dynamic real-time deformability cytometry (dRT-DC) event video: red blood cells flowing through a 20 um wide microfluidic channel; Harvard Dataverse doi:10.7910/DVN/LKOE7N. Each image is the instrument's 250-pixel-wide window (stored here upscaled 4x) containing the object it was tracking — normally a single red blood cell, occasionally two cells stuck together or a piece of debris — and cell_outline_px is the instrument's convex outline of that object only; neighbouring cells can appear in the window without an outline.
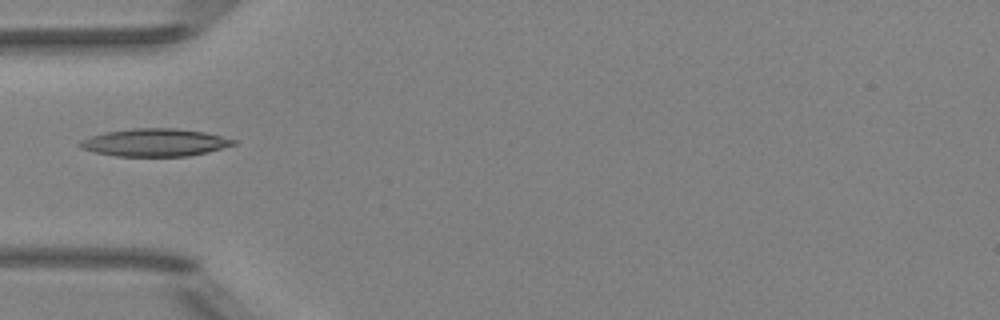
{"species": "Egyptian fruit bat (a non-hibernating species)", "species_latin": "Rousettus aegyptiacus", "temperature_condition": "room temperature", "stored_images_in_passage": 33, "camera_frame_rate_fps": 3000, "um_per_image_px": 0.085, "animal": {"sex": "female"}, "frame": {"image": 1, "passage_image": 1, "time_ms": 0.0, "image_size_px": [1000, 320], "cell_outline_px": [[236, 144], [208, 152], [188, 156], [116, 156], [96, 152], [80, 148], [76, 144], [80, 140], [104, 132], [132, 128], [176, 128], [204, 132], [236, 140]], "centroid_in_image_um": [13.13, 12.11], "position_along_channel_um": 71.9, "area_um2": 24.74}}
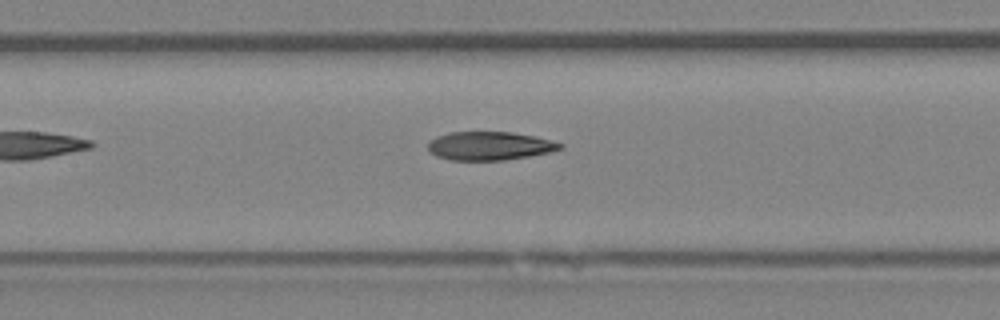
{"frame": {"image": 2, "passage_image": 8, "time_ms": 2.333, "image_size_px": [1000, 320], "cell_outline_px": [[564, 148], [548, 152], [528, 156], [504, 160], [452, 160], [436, 156], [428, 148], [428, 144], [436, 136], [448, 132], [512, 132], [536, 136], [552, 140], [564, 144]], "centroid_in_image_um": [41.65, 12.39], "position_along_channel_um": 165.8, "area_um2": 21.91}}
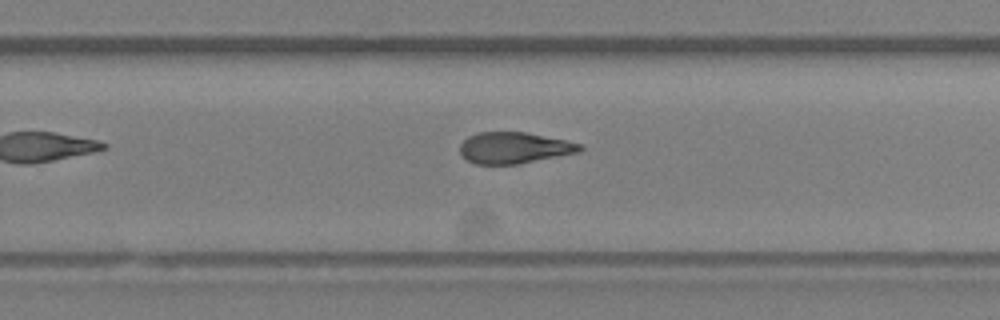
{"frame": {"image": 3, "passage_image": 17, "time_ms": 5.333, "image_size_px": [1000, 320], "cell_outline_px": [[584, 148], [580, 152], [516, 164], [476, 164], [468, 160], [460, 152], [460, 144], [468, 136], [476, 132], [524, 132], [584, 144]], "centroid_in_image_um": [43.71, 12.56], "position_along_channel_um": 286.1, "area_um2": 21.73}}